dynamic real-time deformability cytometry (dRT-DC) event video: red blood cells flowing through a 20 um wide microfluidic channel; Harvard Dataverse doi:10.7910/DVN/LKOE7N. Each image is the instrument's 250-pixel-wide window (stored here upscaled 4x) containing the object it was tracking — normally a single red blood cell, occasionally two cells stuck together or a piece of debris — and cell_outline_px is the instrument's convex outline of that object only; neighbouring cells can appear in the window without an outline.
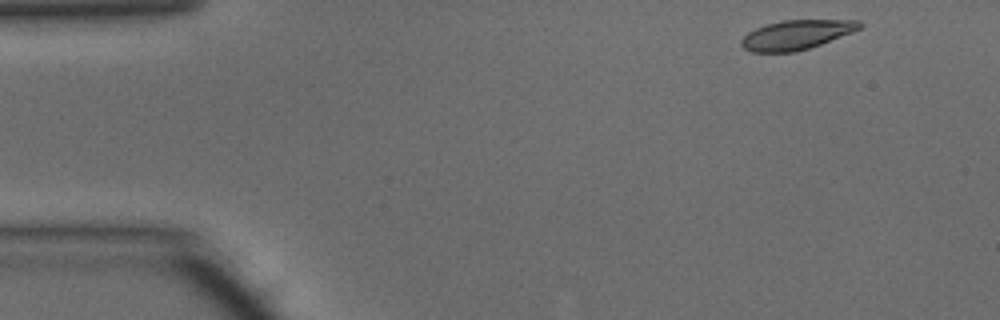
{"species": "common noctule bat (a hibernating species)", "species_latin": "Nyctalus noctula", "temperature_condition": "warm", "stored_images_in_passage": 44, "camera_frame_rate_fps": 3000, "um_per_image_px": 0.085, "animal": {"sex": "male", "body_mass_g": 15.6}, "frame": {"image": 1, "passage_image": 1, "time_ms": 0.0, "image_size_px": [1000, 320], "cell_outline_px": [[864, 24], [860, 28], [852, 32], [820, 44], [808, 48], [792, 52], [752, 52], [744, 48], [740, 44], [740, 40], [748, 32], [756, 28], [780, 20], [860, 20]], "centroid_in_image_um": [67.68, 2.95], "position_along_channel_um": 17.3, "area_um2": 20.11}}
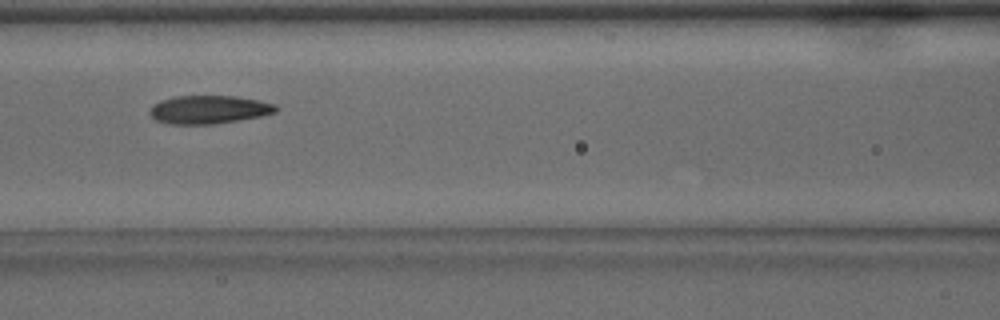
{"frame": {"image": 2, "passage_image": 17, "time_ms": 5.333, "image_size_px": [1000, 320], "cell_outline_px": [[280, 108], [276, 112], [260, 116], [212, 124], [168, 124], [156, 120], [148, 112], [152, 104], [160, 100], [176, 96], [236, 96], [276, 104]], "centroid_in_image_um": [17.73, 9.31], "position_along_channel_um": 148.9, "area_um2": 20.75}}
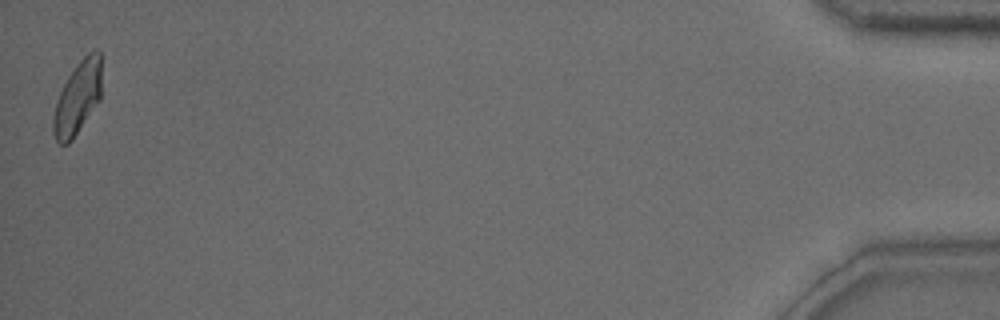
{"frame": {"image": 3, "passage_image": 44, "time_ms": 14.333, "image_size_px": [1000, 320], "cell_outline_px": [[100, 100], [72, 140], [68, 144], [60, 144], [56, 140], [52, 132], [52, 116], [56, 100], [68, 76], [80, 60], [88, 52], [96, 48], [100, 52]], "centroid_in_image_um": [6.57, 8.34], "position_along_channel_um": 428.6, "area_um2": 20.52}, "authors_computed_cell_mechanics": {"area_um2": 21.1259, "velocity_mm_per_s": 4.1744, "shape_relaxation_time_tau1_ms": 4.62, "shape_relaxation_time_tau2_ms": 2.2448, "deformation_change_tau1": 0.1593, "deformation_change_tau2": 0.0763}}